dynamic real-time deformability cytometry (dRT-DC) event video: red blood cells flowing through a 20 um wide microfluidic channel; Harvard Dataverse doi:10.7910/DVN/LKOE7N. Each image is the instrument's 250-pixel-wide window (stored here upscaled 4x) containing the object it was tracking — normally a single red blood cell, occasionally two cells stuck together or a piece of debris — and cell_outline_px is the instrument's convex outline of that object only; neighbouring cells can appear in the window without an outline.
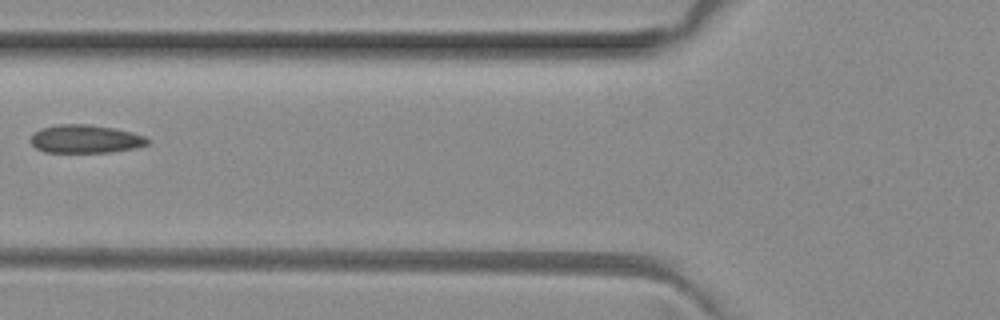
{"species": "common noctule bat (a hibernating species)", "species_latin": "Nyctalus noctula", "temperature_condition": "room temperature", "stored_images_in_passage": 2, "camera_frame_rate_fps": 3000, "um_per_image_px": 0.085, "animal": {"sex": "female", "body_mass_g": 29.2, "forearm_length_mm": 56.3}, "frame": {"image": 1, "passage_image": 2, "time_ms": 0.333, "image_size_px": [1000, 320], "cell_outline_px": [[148, 144], [136, 148], [112, 152], [44, 152], [36, 148], [32, 144], [32, 132], [40, 128], [56, 124], [88, 124], [116, 128], [132, 132], [144, 136], [148, 140]], "centroid_in_image_um": [7.25, 11.8], "position_along_channel_um": 118.6, "area_um2": 19.36}}